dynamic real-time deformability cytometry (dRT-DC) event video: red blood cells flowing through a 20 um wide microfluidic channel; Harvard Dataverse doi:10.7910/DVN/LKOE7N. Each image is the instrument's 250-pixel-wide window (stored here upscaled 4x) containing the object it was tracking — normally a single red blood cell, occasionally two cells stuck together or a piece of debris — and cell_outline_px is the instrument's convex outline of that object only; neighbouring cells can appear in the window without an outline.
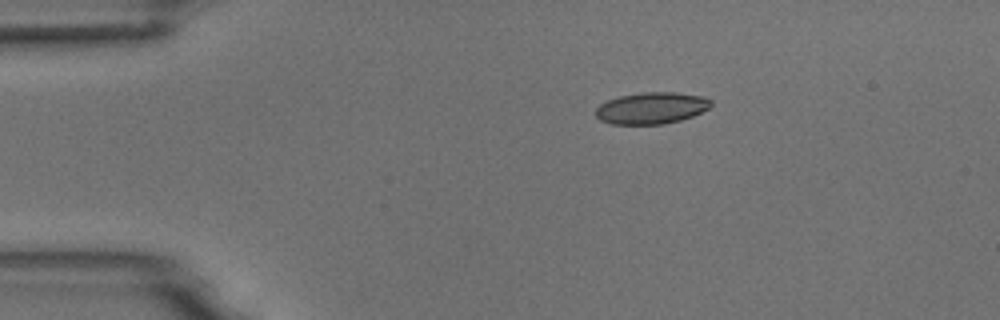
{"species": "common noctule bat (a hibernating species)", "species_latin": "Nyctalus noctula", "temperature_condition": "room temperature", "stored_images_in_passage": 40, "camera_frame_rate_fps": 3000, "um_per_image_px": 0.085, "animal": {"sex": "male", "body_mass_g": 18.8}, "frame": {"image": 1, "passage_image": 1, "time_ms": 0.0, "image_size_px": [1000, 320], "cell_outline_px": [[712, 104], [708, 108], [692, 116], [680, 120], [664, 124], [612, 124], [600, 120], [596, 116], [596, 108], [600, 104], [608, 100], [620, 96], [640, 92], [676, 92], [704, 96], [712, 100]], "centroid_in_image_um": [55.38, 9.18], "position_along_channel_um": 29.6, "area_um2": 21.27}}
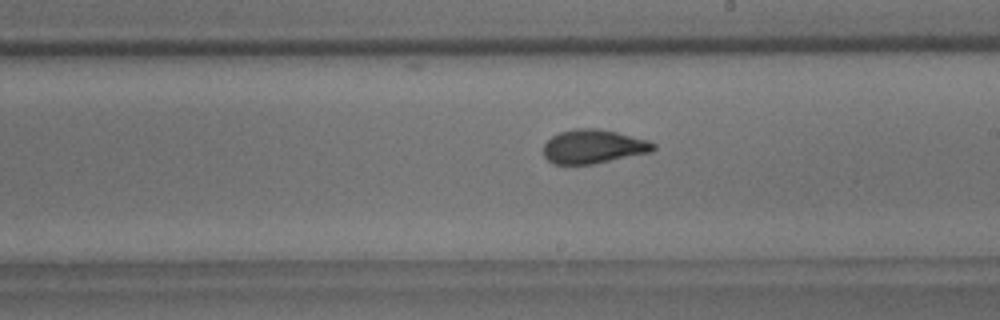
{"frame": {"image": 2, "passage_image": 22, "time_ms": 7.0, "image_size_px": [1000, 320], "cell_outline_px": [[656, 148], [652, 152], [592, 164], [552, 164], [544, 156], [544, 144], [552, 136], [560, 132], [576, 128], [600, 128], [648, 140], [656, 144]], "centroid_in_image_um": [50.45, 12.45], "position_along_channel_um": 238.6, "area_um2": 21.73}}
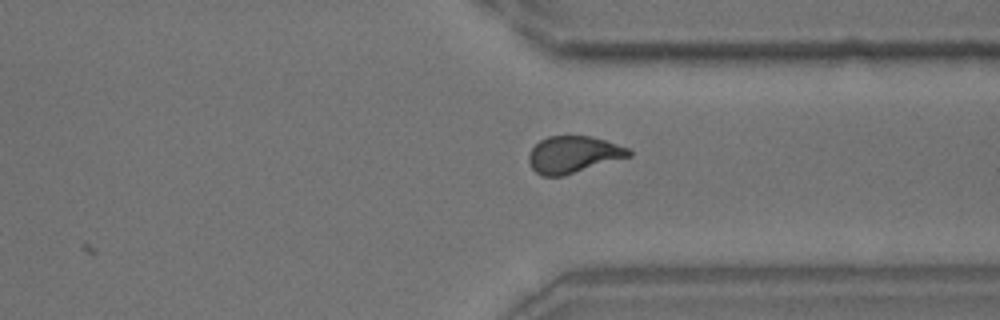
{"frame": {"image": 3, "passage_image": 32, "time_ms": 10.333, "image_size_px": [1000, 320], "cell_outline_px": [[632, 156], [564, 176], [544, 176], [536, 172], [532, 168], [528, 160], [528, 156], [532, 148], [540, 140], [548, 136], [592, 136], [628, 148], [632, 152]], "centroid_in_image_um": [48.74, 13.14], "position_along_channel_um": 362.7, "area_um2": 21.5}, "authors_computed_cell_mechanics": {"area_um2": 21.4438, "velocity_mm_per_s": 3.7246, "shape_relaxation_time_tau1_ms": 7.2218, "shape_relaxation_time_tau2_ms": 0.9757, "deformation_change_tau1": 0.1896, "deformation_change_tau2": 0.0695}}